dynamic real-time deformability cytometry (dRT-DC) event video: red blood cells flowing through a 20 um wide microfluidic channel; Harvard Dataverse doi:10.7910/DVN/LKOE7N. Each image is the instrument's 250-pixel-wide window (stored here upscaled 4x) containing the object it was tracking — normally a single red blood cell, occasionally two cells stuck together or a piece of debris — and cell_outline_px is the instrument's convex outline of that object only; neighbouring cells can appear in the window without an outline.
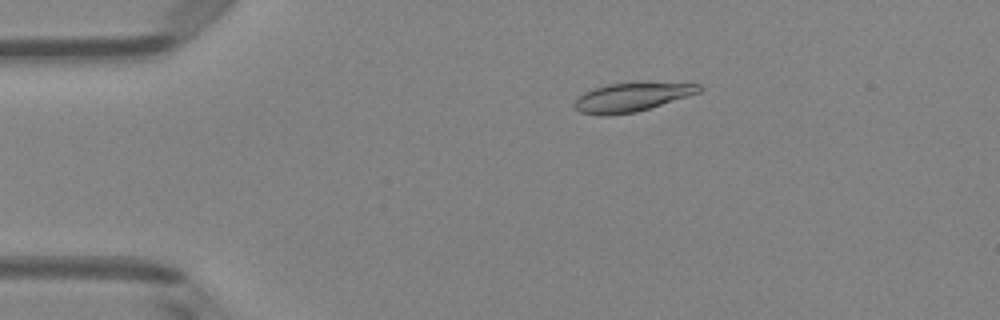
{"species": "Egyptian fruit bat (a non-hibernating species)", "species_latin": "Rousettus aegyptiacus", "temperature_condition": "room temperature", "stored_images_in_passage": 41, "camera_frame_rate_fps": 3000, "um_per_image_px": 0.085, "animal": {"sex": "female"}, "frame": {"image": 1, "passage_image": 1, "time_ms": 0.0, "image_size_px": [1000, 320], "cell_outline_px": [[704, 88], [700, 92], [688, 96], [636, 112], [604, 116], [600, 116], [580, 112], [572, 104], [584, 92], [592, 88], [608, 84], [700, 84]], "centroid_in_image_um": [53.63, 8.29], "position_along_channel_um": 31.4, "area_um2": 20.29}}
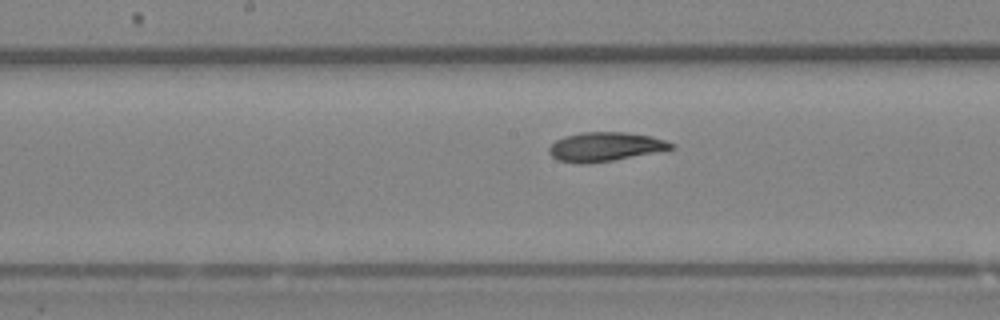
{"frame": {"image": 2, "passage_image": 17, "time_ms": 5.333, "image_size_px": [1000, 320], "cell_outline_px": [[676, 148], [612, 160], [584, 164], [580, 164], [556, 160], [548, 152], [548, 148], [556, 140], [564, 136], [580, 132], [624, 132], [652, 136], [676, 144]], "centroid_in_image_um": [51.42, 12.47], "position_along_channel_um": 196.8, "area_um2": 20.69}}
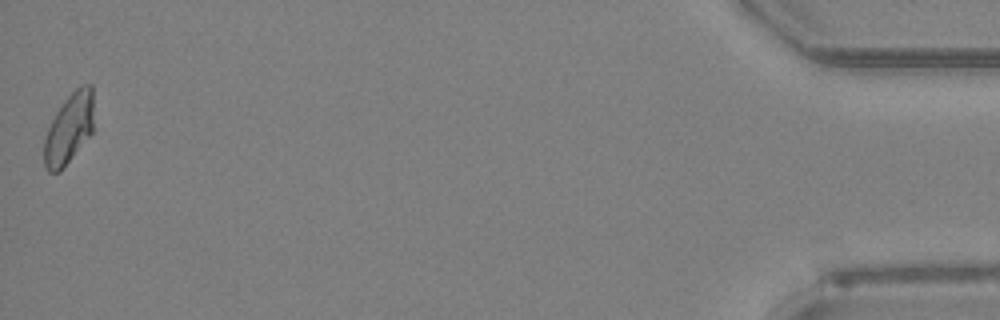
{"frame": {"image": 3, "passage_image": 41, "time_ms": 13.333, "image_size_px": [1000, 320], "cell_outline_px": [[92, 132], [60, 172], [48, 172], [44, 168], [44, 140], [48, 128], [56, 112], [64, 100], [80, 84], [92, 84]], "centroid_in_image_um": [5.84, 10.94], "position_along_channel_um": 429.4, "area_um2": 20.11}, "authors_computed_cell_mechanics": {"area_um2": 20.7502, "velocity_mm_per_s": 4.0749, "shape_relaxation_time_tau1_ms": 3.577, "shape_relaxation_time_tau2_ms": 3.6251, "deformation_change_tau1": 0.1397, "deformation_change_tau2": 0.0749}}